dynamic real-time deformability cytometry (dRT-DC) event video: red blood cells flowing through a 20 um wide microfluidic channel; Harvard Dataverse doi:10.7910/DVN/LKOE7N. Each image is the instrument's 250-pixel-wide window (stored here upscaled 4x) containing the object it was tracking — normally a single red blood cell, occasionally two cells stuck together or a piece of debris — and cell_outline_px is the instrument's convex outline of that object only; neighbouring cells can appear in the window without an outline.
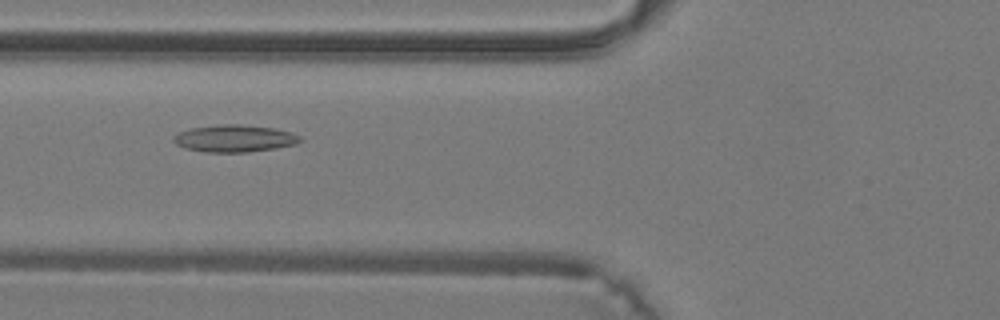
{"species": "common noctule bat (a hibernating species)", "species_latin": "Nyctalus noctula", "temperature_condition": "warm", "stored_images_in_passage": 41, "camera_frame_rate_fps": 3000, "um_per_image_px": 0.085, "animal": {"sex": "male", "body_mass_g": 19.2, "forearm_length_mm": 51.8}, "frame": {"image": 1, "passage_image": 17, "time_ms": 5.333, "image_size_px": [1000, 320], "cell_outline_px": [[304, 140], [296, 144], [276, 148], [248, 152], [208, 152], [184, 148], [176, 144], [172, 140], [172, 136], [180, 132], [192, 128], [220, 124], [240, 124], [276, 128], [292, 132], [300, 136]], "centroid_in_image_um": [19.97, 11.76], "position_along_channel_um": 105.8, "area_um2": 20.17}}
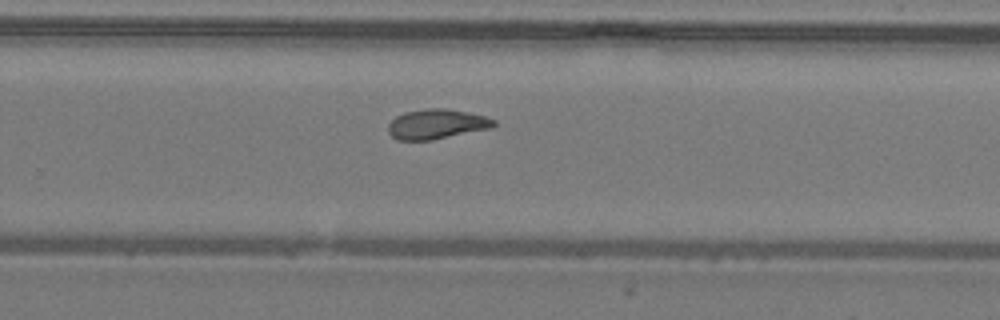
{"frame": {"image": 2, "passage_image": 28, "time_ms": 9.0, "image_size_px": [1000, 320], "cell_outline_px": [[496, 124], [492, 128], [432, 140], [396, 140], [388, 132], [388, 124], [396, 116], [404, 112], [428, 108], [444, 108], [468, 112], [484, 116], [496, 120]], "centroid_in_image_um": [37.11, 10.55], "position_along_channel_um": 292.7, "area_um2": 18.44}}
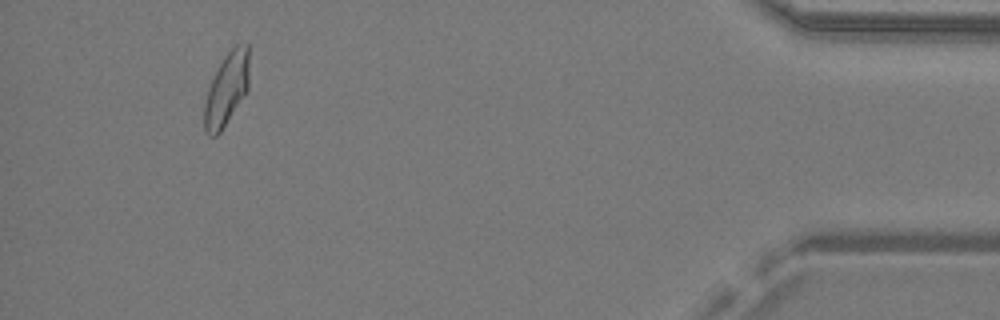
{"frame": {"image": 3, "passage_image": 39, "time_ms": 12.667, "image_size_px": [1000, 320], "cell_outline_px": [[248, 92], [220, 132], [216, 136], [208, 136], [204, 132], [204, 104], [208, 88], [216, 68], [224, 56], [236, 44], [248, 44]], "centroid_in_image_um": [19.25, 7.6], "position_along_channel_um": 416.0, "area_um2": 19.25}}